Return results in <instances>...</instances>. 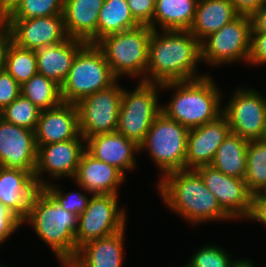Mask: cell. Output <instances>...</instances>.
Listing matches in <instances>:
<instances>
[{
	"mask_svg": "<svg viewBox=\"0 0 266 267\" xmlns=\"http://www.w3.org/2000/svg\"><path fill=\"white\" fill-rule=\"evenodd\" d=\"M4 7L12 13L18 5L21 3V0H2Z\"/></svg>",
	"mask_w": 266,
	"mask_h": 267,
	"instance_id": "obj_46",
	"label": "cell"
},
{
	"mask_svg": "<svg viewBox=\"0 0 266 267\" xmlns=\"http://www.w3.org/2000/svg\"><path fill=\"white\" fill-rule=\"evenodd\" d=\"M11 13L4 7L3 1L0 0V23L9 24Z\"/></svg>",
	"mask_w": 266,
	"mask_h": 267,
	"instance_id": "obj_44",
	"label": "cell"
},
{
	"mask_svg": "<svg viewBox=\"0 0 266 267\" xmlns=\"http://www.w3.org/2000/svg\"><path fill=\"white\" fill-rule=\"evenodd\" d=\"M84 41L68 38L35 51L38 73L60 86L66 80L76 54L86 45Z\"/></svg>",
	"mask_w": 266,
	"mask_h": 267,
	"instance_id": "obj_23",
	"label": "cell"
},
{
	"mask_svg": "<svg viewBox=\"0 0 266 267\" xmlns=\"http://www.w3.org/2000/svg\"><path fill=\"white\" fill-rule=\"evenodd\" d=\"M230 133V125L223 114L214 121L189 129L185 169L211 165L218 147Z\"/></svg>",
	"mask_w": 266,
	"mask_h": 267,
	"instance_id": "obj_17",
	"label": "cell"
},
{
	"mask_svg": "<svg viewBox=\"0 0 266 267\" xmlns=\"http://www.w3.org/2000/svg\"><path fill=\"white\" fill-rule=\"evenodd\" d=\"M262 7H266V0H262V4H261Z\"/></svg>",
	"mask_w": 266,
	"mask_h": 267,
	"instance_id": "obj_48",
	"label": "cell"
},
{
	"mask_svg": "<svg viewBox=\"0 0 266 267\" xmlns=\"http://www.w3.org/2000/svg\"><path fill=\"white\" fill-rule=\"evenodd\" d=\"M86 150L96 159L115 166L124 175L136 166L139 146L118 132L101 133L86 139Z\"/></svg>",
	"mask_w": 266,
	"mask_h": 267,
	"instance_id": "obj_20",
	"label": "cell"
},
{
	"mask_svg": "<svg viewBox=\"0 0 266 267\" xmlns=\"http://www.w3.org/2000/svg\"><path fill=\"white\" fill-rule=\"evenodd\" d=\"M125 229L81 245L72 260L78 267H121Z\"/></svg>",
	"mask_w": 266,
	"mask_h": 267,
	"instance_id": "obj_24",
	"label": "cell"
},
{
	"mask_svg": "<svg viewBox=\"0 0 266 267\" xmlns=\"http://www.w3.org/2000/svg\"><path fill=\"white\" fill-rule=\"evenodd\" d=\"M244 180L252 195L266 192V142L264 140L248 141Z\"/></svg>",
	"mask_w": 266,
	"mask_h": 267,
	"instance_id": "obj_30",
	"label": "cell"
},
{
	"mask_svg": "<svg viewBox=\"0 0 266 267\" xmlns=\"http://www.w3.org/2000/svg\"><path fill=\"white\" fill-rule=\"evenodd\" d=\"M104 0H64V26L69 38L97 43V22Z\"/></svg>",
	"mask_w": 266,
	"mask_h": 267,
	"instance_id": "obj_22",
	"label": "cell"
},
{
	"mask_svg": "<svg viewBox=\"0 0 266 267\" xmlns=\"http://www.w3.org/2000/svg\"><path fill=\"white\" fill-rule=\"evenodd\" d=\"M34 133L37 146L84 138L79 131L76 105L62 102L54 108L41 111Z\"/></svg>",
	"mask_w": 266,
	"mask_h": 267,
	"instance_id": "obj_18",
	"label": "cell"
},
{
	"mask_svg": "<svg viewBox=\"0 0 266 267\" xmlns=\"http://www.w3.org/2000/svg\"><path fill=\"white\" fill-rule=\"evenodd\" d=\"M198 0H156L152 23L163 30H189L194 22Z\"/></svg>",
	"mask_w": 266,
	"mask_h": 267,
	"instance_id": "obj_26",
	"label": "cell"
},
{
	"mask_svg": "<svg viewBox=\"0 0 266 267\" xmlns=\"http://www.w3.org/2000/svg\"><path fill=\"white\" fill-rule=\"evenodd\" d=\"M126 225V211L118 208V195H92L86 209L78 216L76 255L84 243L110 236Z\"/></svg>",
	"mask_w": 266,
	"mask_h": 267,
	"instance_id": "obj_10",
	"label": "cell"
},
{
	"mask_svg": "<svg viewBox=\"0 0 266 267\" xmlns=\"http://www.w3.org/2000/svg\"><path fill=\"white\" fill-rule=\"evenodd\" d=\"M233 262L225 250L216 245H204L186 264L188 267H229Z\"/></svg>",
	"mask_w": 266,
	"mask_h": 267,
	"instance_id": "obj_34",
	"label": "cell"
},
{
	"mask_svg": "<svg viewBox=\"0 0 266 267\" xmlns=\"http://www.w3.org/2000/svg\"><path fill=\"white\" fill-rule=\"evenodd\" d=\"M195 170L232 220L248 219L252 210V194L244 179L227 176L212 165H204Z\"/></svg>",
	"mask_w": 266,
	"mask_h": 267,
	"instance_id": "obj_13",
	"label": "cell"
},
{
	"mask_svg": "<svg viewBox=\"0 0 266 267\" xmlns=\"http://www.w3.org/2000/svg\"><path fill=\"white\" fill-rule=\"evenodd\" d=\"M239 15L251 17L262 4V0H230Z\"/></svg>",
	"mask_w": 266,
	"mask_h": 267,
	"instance_id": "obj_42",
	"label": "cell"
},
{
	"mask_svg": "<svg viewBox=\"0 0 266 267\" xmlns=\"http://www.w3.org/2000/svg\"><path fill=\"white\" fill-rule=\"evenodd\" d=\"M21 225H23L22 220L0 202V246L7 238H10L9 236L17 231Z\"/></svg>",
	"mask_w": 266,
	"mask_h": 267,
	"instance_id": "obj_38",
	"label": "cell"
},
{
	"mask_svg": "<svg viewBox=\"0 0 266 267\" xmlns=\"http://www.w3.org/2000/svg\"><path fill=\"white\" fill-rule=\"evenodd\" d=\"M251 31V18L239 15L200 42L201 61L213 66L241 62V60L248 62Z\"/></svg>",
	"mask_w": 266,
	"mask_h": 267,
	"instance_id": "obj_9",
	"label": "cell"
},
{
	"mask_svg": "<svg viewBox=\"0 0 266 267\" xmlns=\"http://www.w3.org/2000/svg\"><path fill=\"white\" fill-rule=\"evenodd\" d=\"M251 33L266 34V7H260L251 17Z\"/></svg>",
	"mask_w": 266,
	"mask_h": 267,
	"instance_id": "obj_43",
	"label": "cell"
},
{
	"mask_svg": "<svg viewBox=\"0 0 266 267\" xmlns=\"http://www.w3.org/2000/svg\"><path fill=\"white\" fill-rule=\"evenodd\" d=\"M64 267H78L72 260L69 261H59Z\"/></svg>",
	"mask_w": 266,
	"mask_h": 267,
	"instance_id": "obj_47",
	"label": "cell"
},
{
	"mask_svg": "<svg viewBox=\"0 0 266 267\" xmlns=\"http://www.w3.org/2000/svg\"><path fill=\"white\" fill-rule=\"evenodd\" d=\"M84 138H74L64 142L51 143L37 146V163L34 178L37 185L42 188L48 181L42 179V174L46 171L54 179L61 177L75 178L80 159L86 150Z\"/></svg>",
	"mask_w": 266,
	"mask_h": 267,
	"instance_id": "obj_14",
	"label": "cell"
},
{
	"mask_svg": "<svg viewBox=\"0 0 266 267\" xmlns=\"http://www.w3.org/2000/svg\"><path fill=\"white\" fill-rule=\"evenodd\" d=\"M117 82L111 87L86 96L75 105L80 134L87 138L101 133L117 132L123 88Z\"/></svg>",
	"mask_w": 266,
	"mask_h": 267,
	"instance_id": "obj_11",
	"label": "cell"
},
{
	"mask_svg": "<svg viewBox=\"0 0 266 267\" xmlns=\"http://www.w3.org/2000/svg\"><path fill=\"white\" fill-rule=\"evenodd\" d=\"M22 222H29L59 261L75 258L78 216L63 209L43 188L34 195L28 214Z\"/></svg>",
	"mask_w": 266,
	"mask_h": 267,
	"instance_id": "obj_4",
	"label": "cell"
},
{
	"mask_svg": "<svg viewBox=\"0 0 266 267\" xmlns=\"http://www.w3.org/2000/svg\"><path fill=\"white\" fill-rule=\"evenodd\" d=\"M152 30L149 25H139L136 28L103 37L96 43L118 80L124 75L133 78L142 76V81L146 82Z\"/></svg>",
	"mask_w": 266,
	"mask_h": 267,
	"instance_id": "obj_5",
	"label": "cell"
},
{
	"mask_svg": "<svg viewBox=\"0 0 266 267\" xmlns=\"http://www.w3.org/2000/svg\"><path fill=\"white\" fill-rule=\"evenodd\" d=\"M21 94L41 111L54 108L63 102L61 86L39 73L21 85Z\"/></svg>",
	"mask_w": 266,
	"mask_h": 267,
	"instance_id": "obj_29",
	"label": "cell"
},
{
	"mask_svg": "<svg viewBox=\"0 0 266 267\" xmlns=\"http://www.w3.org/2000/svg\"><path fill=\"white\" fill-rule=\"evenodd\" d=\"M189 129L161 112L153 121L139 151L149 152L159 167L162 178L173 171L185 169Z\"/></svg>",
	"mask_w": 266,
	"mask_h": 267,
	"instance_id": "obj_7",
	"label": "cell"
},
{
	"mask_svg": "<svg viewBox=\"0 0 266 267\" xmlns=\"http://www.w3.org/2000/svg\"><path fill=\"white\" fill-rule=\"evenodd\" d=\"M12 43V32L9 24L0 23V71L5 69L7 50Z\"/></svg>",
	"mask_w": 266,
	"mask_h": 267,
	"instance_id": "obj_41",
	"label": "cell"
},
{
	"mask_svg": "<svg viewBox=\"0 0 266 267\" xmlns=\"http://www.w3.org/2000/svg\"><path fill=\"white\" fill-rule=\"evenodd\" d=\"M64 0H21L10 19H30L63 14Z\"/></svg>",
	"mask_w": 266,
	"mask_h": 267,
	"instance_id": "obj_33",
	"label": "cell"
},
{
	"mask_svg": "<svg viewBox=\"0 0 266 267\" xmlns=\"http://www.w3.org/2000/svg\"><path fill=\"white\" fill-rule=\"evenodd\" d=\"M126 0H104L97 22V42L111 34L138 27Z\"/></svg>",
	"mask_w": 266,
	"mask_h": 267,
	"instance_id": "obj_28",
	"label": "cell"
},
{
	"mask_svg": "<svg viewBox=\"0 0 266 267\" xmlns=\"http://www.w3.org/2000/svg\"><path fill=\"white\" fill-rule=\"evenodd\" d=\"M73 180L81 187L80 189L91 195H119L118 187L123 184L125 175L115 166L96 159L85 150Z\"/></svg>",
	"mask_w": 266,
	"mask_h": 267,
	"instance_id": "obj_19",
	"label": "cell"
},
{
	"mask_svg": "<svg viewBox=\"0 0 266 267\" xmlns=\"http://www.w3.org/2000/svg\"><path fill=\"white\" fill-rule=\"evenodd\" d=\"M63 209L79 216L87 207L90 200L81 192H68L63 194L60 187L53 184H46L42 187Z\"/></svg>",
	"mask_w": 266,
	"mask_h": 267,
	"instance_id": "obj_35",
	"label": "cell"
},
{
	"mask_svg": "<svg viewBox=\"0 0 266 267\" xmlns=\"http://www.w3.org/2000/svg\"><path fill=\"white\" fill-rule=\"evenodd\" d=\"M176 89L168 105H162V112L188 129L202 126L222 115L221 91L212 77L161 84L159 90Z\"/></svg>",
	"mask_w": 266,
	"mask_h": 267,
	"instance_id": "obj_3",
	"label": "cell"
},
{
	"mask_svg": "<svg viewBox=\"0 0 266 267\" xmlns=\"http://www.w3.org/2000/svg\"><path fill=\"white\" fill-rule=\"evenodd\" d=\"M263 140L266 142V132H265V136H264Z\"/></svg>",
	"mask_w": 266,
	"mask_h": 267,
	"instance_id": "obj_49",
	"label": "cell"
},
{
	"mask_svg": "<svg viewBox=\"0 0 266 267\" xmlns=\"http://www.w3.org/2000/svg\"><path fill=\"white\" fill-rule=\"evenodd\" d=\"M130 12L140 25H150L155 11L156 0H126Z\"/></svg>",
	"mask_w": 266,
	"mask_h": 267,
	"instance_id": "obj_37",
	"label": "cell"
},
{
	"mask_svg": "<svg viewBox=\"0 0 266 267\" xmlns=\"http://www.w3.org/2000/svg\"><path fill=\"white\" fill-rule=\"evenodd\" d=\"M248 62L251 65L266 64V34L251 33V50Z\"/></svg>",
	"mask_w": 266,
	"mask_h": 267,
	"instance_id": "obj_39",
	"label": "cell"
},
{
	"mask_svg": "<svg viewBox=\"0 0 266 267\" xmlns=\"http://www.w3.org/2000/svg\"><path fill=\"white\" fill-rule=\"evenodd\" d=\"M21 94V85L4 69L0 71V112Z\"/></svg>",
	"mask_w": 266,
	"mask_h": 267,
	"instance_id": "obj_36",
	"label": "cell"
},
{
	"mask_svg": "<svg viewBox=\"0 0 266 267\" xmlns=\"http://www.w3.org/2000/svg\"><path fill=\"white\" fill-rule=\"evenodd\" d=\"M157 188L165 205L192 225L232 219L195 169L170 172L158 182Z\"/></svg>",
	"mask_w": 266,
	"mask_h": 267,
	"instance_id": "obj_2",
	"label": "cell"
},
{
	"mask_svg": "<svg viewBox=\"0 0 266 267\" xmlns=\"http://www.w3.org/2000/svg\"><path fill=\"white\" fill-rule=\"evenodd\" d=\"M34 131L14 125L0 117V166L29 171L33 175L37 163Z\"/></svg>",
	"mask_w": 266,
	"mask_h": 267,
	"instance_id": "obj_15",
	"label": "cell"
},
{
	"mask_svg": "<svg viewBox=\"0 0 266 267\" xmlns=\"http://www.w3.org/2000/svg\"><path fill=\"white\" fill-rule=\"evenodd\" d=\"M229 267H255L252 261L249 259H238L233 260V262L229 265Z\"/></svg>",
	"mask_w": 266,
	"mask_h": 267,
	"instance_id": "obj_45",
	"label": "cell"
},
{
	"mask_svg": "<svg viewBox=\"0 0 266 267\" xmlns=\"http://www.w3.org/2000/svg\"><path fill=\"white\" fill-rule=\"evenodd\" d=\"M161 84L140 79L133 92L123 89L117 132L140 146L154 119L162 112L158 103Z\"/></svg>",
	"mask_w": 266,
	"mask_h": 267,
	"instance_id": "obj_8",
	"label": "cell"
},
{
	"mask_svg": "<svg viewBox=\"0 0 266 267\" xmlns=\"http://www.w3.org/2000/svg\"><path fill=\"white\" fill-rule=\"evenodd\" d=\"M5 70L20 84L38 73L36 53L11 43L6 54Z\"/></svg>",
	"mask_w": 266,
	"mask_h": 267,
	"instance_id": "obj_31",
	"label": "cell"
},
{
	"mask_svg": "<svg viewBox=\"0 0 266 267\" xmlns=\"http://www.w3.org/2000/svg\"><path fill=\"white\" fill-rule=\"evenodd\" d=\"M222 114L231 133L249 140H263L266 132V98L254 88L236 89Z\"/></svg>",
	"mask_w": 266,
	"mask_h": 267,
	"instance_id": "obj_12",
	"label": "cell"
},
{
	"mask_svg": "<svg viewBox=\"0 0 266 267\" xmlns=\"http://www.w3.org/2000/svg\"><path fill=\"white\" fill-rule=\"evenodd\" d=\"M248 140L230 133L218 147L211 165L227 176L244 179L246 176Z\"/></svg>",
	"mask_w": 266,
	"mask_h": 267,
	"instance_id": "obj_27",
	"label": "cell"
},
{
	"mask_svg": "<svg viewBox=\"0 0 266 267\" xmlns=\"http://www.w3.org/2000/svg\"><path fill=\"white\" fill-rule=\"evenodd\" d=\"M12 42L30 50L61 43L69 37L64 26L63 14L30 19H10Z\"/></svg>",
	"mask_w": 266,
	"mask_h": 267,
	"instance_id": "obj_16",
	"label": "cell"
},
{
	"mask_svg": "<svg viewBox=\"0 0 266 267\" xmlns=\"http://www.w3.org/2000/svg\"><path fill=\"white\" fill-rule=\"evenodd\" d=\"M103 52L96 44L87 43L77 54L69 74L61 85L62 101L76 104L88 95L116 83Z\"/></svg>",
	"mask_w": 266,
	"mask_h": 267,
	"instance_id": "obj_6",
	"label": "cell"
},
{
	"mask_svg": "<svg viewBox=\"0 0 266 267\" xmlns=\"http://www.w3.org/2000/svg\"><path fill=\"white\" fill-rule=\"evenodd\" d=\"M248 219L257 220L266 226V192L252 195V210Z\"/></svg>",
	"mask_w": 266,
	"mask_h": 267,
	"instance_id": "obj_40",
	"label": "cell"
},
{
	"mask_svg": "<svg viewBox=\"0 0 266 267\" xmlns=\"http://www.w3.org/2000/svg\"><path fill=\"white\" fill-rule=\"evenodd\" d=\"M41 110L20 94L0 113V117L14 125L35 131Z\"/></svg>",
	"mask_w": 266,
	"mask_h": 267,
	"instance_id": "obj_32",
	"label": "cell"
},
{
	"mask_svg": "<svg viewBox=\"0 0 266 267\" xmlns=\"http://www.w3.org/2000/svg\"><path fill=\"white\" fill-rule=\"evenodd\" d=\"M39 189L31 172L0 166V202L22 221L26 218L32 199Z\"/></svg>",
	"mask_w": 266,
	"mask_h": 267,
	"instance_id": "obj_21",
	"label": "cell"
},
{
	"mask_svg": "<svg viewBox=\"0 0 266 267\" xmlns=\"http://www.w3.org/2000/svg\"><path fill=\"white\" fill-rule=\"evenodd\" d=\"M157 30H152L149 40L146 82L165 84L207 75L196 76L201 47L189 30H163V33Z\"/></svg>",
	"mask_w": 266,
	"mask_h": 267,
	"instance_id": "obj_1",
	"label": "cell"
},
{
	"mask_svg": "<svg viewBox=\"0 0 266 267\" xmlns=\"http://www.w3.org/2000/svg\"><path fill=\"white\" fill-rule=\"evenodd\" d=\"M238 16L230 0H198L195 19L189 31L201 42Z\"/></svg>",
	"mask_w": 266,
	"mask_h": 267,
	"instance_id": "obj_25",
	"label": "cell"
}]
</instances>
